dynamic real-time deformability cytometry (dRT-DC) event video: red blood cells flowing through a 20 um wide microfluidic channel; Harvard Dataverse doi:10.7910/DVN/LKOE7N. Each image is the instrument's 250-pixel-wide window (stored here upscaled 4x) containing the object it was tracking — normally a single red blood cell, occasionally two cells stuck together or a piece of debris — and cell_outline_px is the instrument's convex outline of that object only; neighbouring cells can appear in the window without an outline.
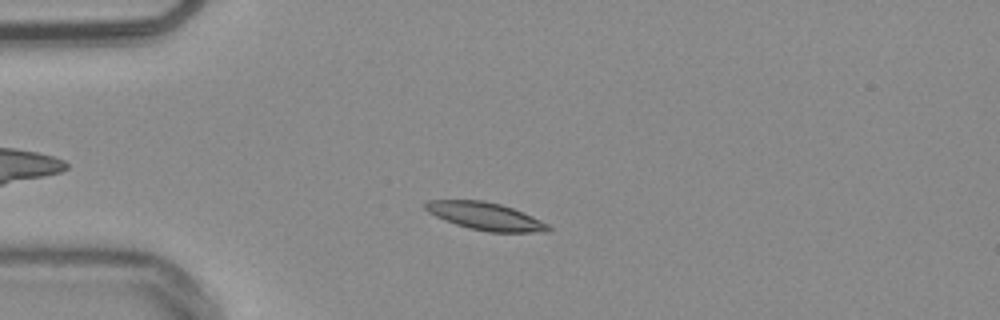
{"species": "common noctule bat (a hibernating species)", "species_latin": "Nyctalus noctula", "temperature_condition": "warm", "stored_images_in_passage": 36, "camera_frame_rate_fps": 3000, "um_per_image_px": 0.085, "animal": {"sex": "male", "body_mass_g": 20.4}, "frame": {"image": 1, "passage_image": 3, "time_ms": 0.667, "image_size_px": [1000, 320], "cell_outline_px": [[552, 228], [548, 232], [488, 232], [468, 228], [444, 220], [428, 212], [424, 208], [424, 204], [428, 200], [484, 200], [500, 204], [512, 208], [532, 216], [548, 224]], "centroid_in_image_um": [41.25, 18.38], "position_along_channel_um": 43.7, "area_um2": 19.77}}
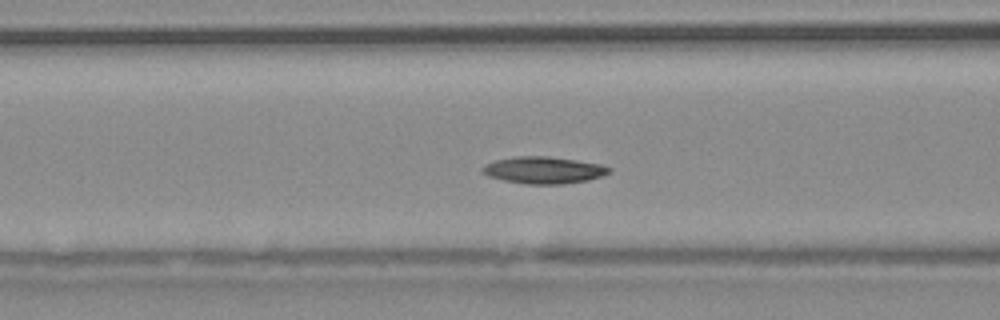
{"frame": {"image": 2, "passage_image": 11, "time_ms": 3.333, "image_size_px": [1000, 320], "cell_outline_px": [[612, 172], [588, 180], [560, 184], [528, 184], [504, 180], [488, 176], [480, 172], [480, 168], [484, 164], [496, 160], [516, 156], [548, 156], [604, 164], [612, 168]], "centroid_in_image_um": [46.21, 14.45], "position_along_channel_um": 120.4, "area_um2": 20.0}}
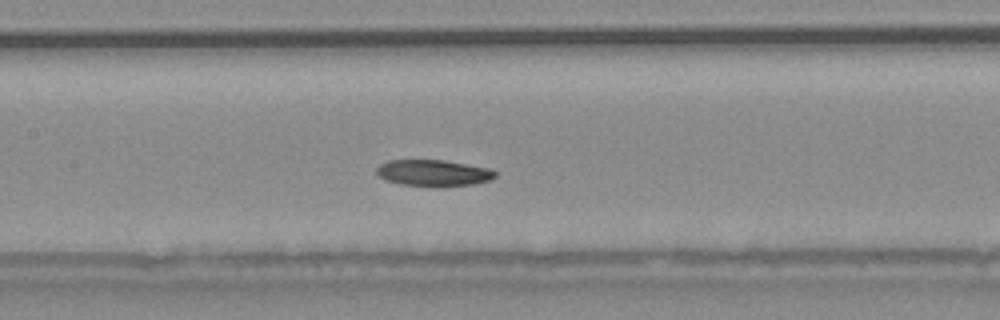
{"frame": {"image": 3, "passage_image": 15, "time_ms": 4.667, "image_size_px": [1000, 320], "cell_outline_px": [[496, 176], [492, 180], [472, 184], [440, 188], [400, 184], [384, 180], [376, 172], [376, 168], [380, 164], [388, 160], [444, 160], [488, 168], [496, 172]], "centroid_in_image_um": [36.83, 14.72], "position_along_channel_um": 170.6, "area_um2": 18.55}, "authors_computed_cell_mechanics": {"area_um2": 18.9584, "velocity_mm_per_s": 3.762, "shape_relaxation_time_tau1_ms": 3.021, "shape_relaxation_time_tau2_ms": null, "deformation_change_tau1": 0.0937, "deformation_change_tau2": null}}